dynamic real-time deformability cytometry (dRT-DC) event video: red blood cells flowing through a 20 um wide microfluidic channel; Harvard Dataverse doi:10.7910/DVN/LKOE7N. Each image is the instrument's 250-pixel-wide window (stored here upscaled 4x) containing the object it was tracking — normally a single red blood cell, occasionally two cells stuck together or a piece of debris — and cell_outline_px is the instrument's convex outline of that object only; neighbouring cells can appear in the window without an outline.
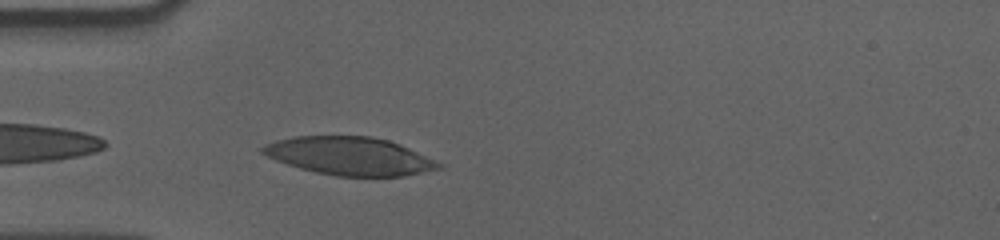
{"species": "human", "species_latin": "Homo sapiens", "temperature_condition": "cold", "stored_images_in_passage": 20, "camera_frame_rate_fps": 3000, "um_per_image_px": 0.085, "donor": {"sex": "male"}, "frame": {"image": 1, "passage_image": 2, "time_ms": 0.333, "image_size_px": [1000, 240], "cell_outline_px": [[444, 168], [404, 176], [336, 176], [316, 172], [300, 168], [276, 160], [260, 152], [260, 148], [264, 144], [276, 140], [292, 136], [368, 136], [388, 140], [400, 144], [444, 164]], "centroid_in_image_um": [29.73, 13.26], "position_along_channel_um": 55.3, "area_um2": 39.07}}
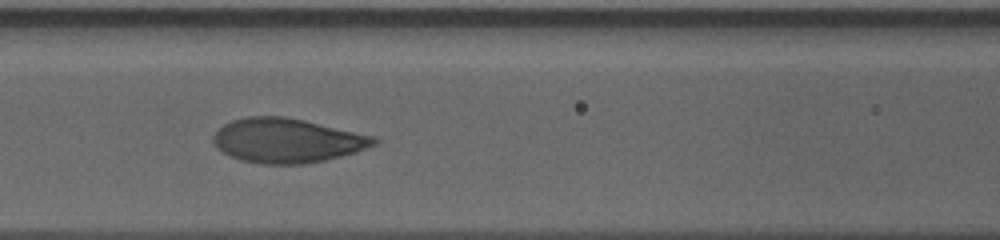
{"frame": {"image": 2, "passage_image": 10, "time_ms": 3.0, "image_size_px": [1000, 240], "cell_outline_px": [[380, 140], [376, 144], [368, 148], [356, 152], [324, 160], [304, 164], [260, 164], [240, 160], [216, 148], [212, 140], [212, 136], [224, 124], [232, 120], [248, 116], [284, 116], [304, 120], [376, 136]], "centroid_in_image_um": [24.42, 11.94], "position_along_channel_um": 142.2, "area_um2": 41.67}}
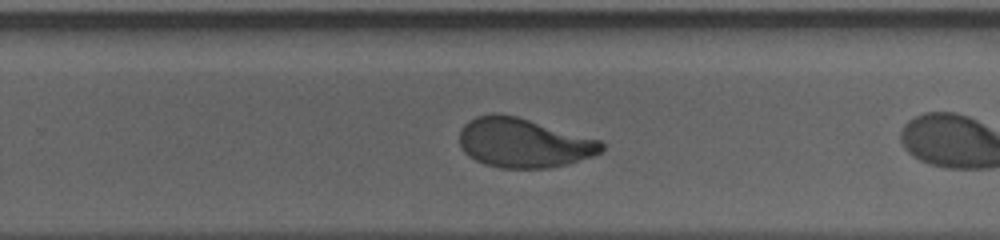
{"frame": {"image": 3, "passage_image": 19, "time_ms": 6.0, "image_size_px": [1000, 240], "cell_outline_px": [[604, 148], [600, 152], [592, 156], [568, 164], [548, 168], [500, 168], [484, 164], [468, 156], [464, 152], [460, 144], [460, 128], [468, 120], [476, 116], [516, 116], [600, 140], [604, 144]], "centroid_in_image_um": [44.5, 12.17], "position_along_channel_um": 285.3, "area_um2": 40.34}}